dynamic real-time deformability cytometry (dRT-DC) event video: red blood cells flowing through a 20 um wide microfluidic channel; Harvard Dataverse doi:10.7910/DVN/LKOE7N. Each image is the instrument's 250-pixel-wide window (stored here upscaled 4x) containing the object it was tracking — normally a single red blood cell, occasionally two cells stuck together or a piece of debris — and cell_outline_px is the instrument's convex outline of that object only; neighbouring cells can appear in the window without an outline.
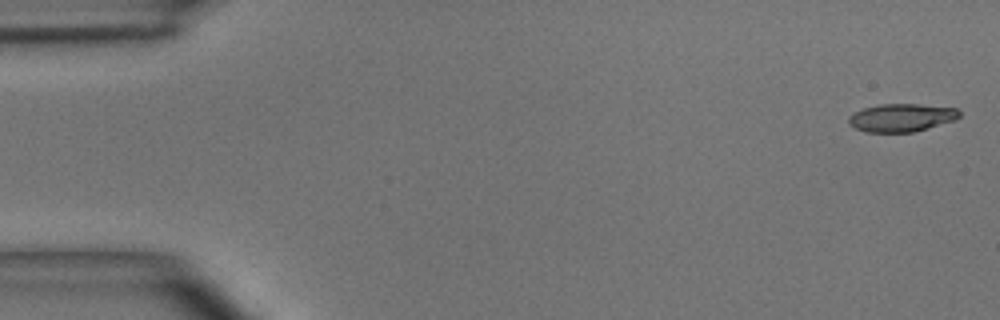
{"species": "common noctule bat (a hibernating species)", "species_latin": "Nyctalus noctula", "temperature_condition": "room temperature", "stored_images_in_passage": 49, "camera_frame_rate_fps": 3000, "um_per_image_px": 0.085, "animal": {"sex": "male", "body_mass_g": 15.6}, "frame": {"image": 1, "passage_image": 1, "time_ms": 0.0, "image_size_px": [1000, 320], "cell_outline_px": [[960, 116], [956, 120], [912, 132], [864, 132], [848, 124], [848, 116], [864, 108], [880, 104], [920, 104], [956, 108], [960, 112]], "centroid_in_image_um": [76.62, 10.0], "position_along_channel_um": 8.4, "area_um2": 18.03}}
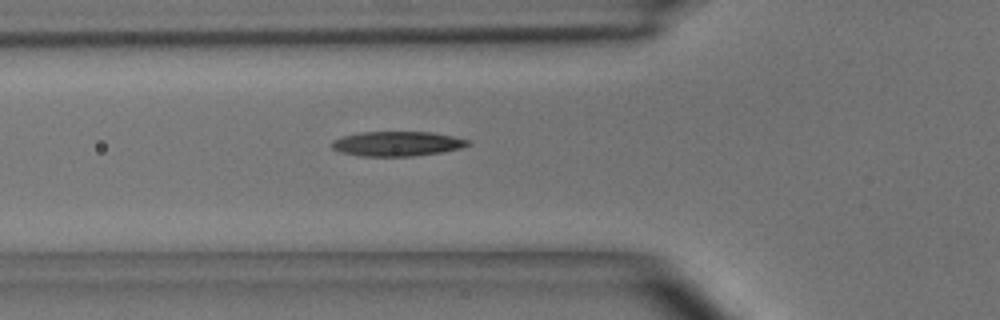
{"frame": {"image": 2, "passage_image": 17, "time_ms": 5.333, "image_size_px": [1000, 320], "cell_outline_px": [[472, 144], [460, 148], [440, 152], [412, 156], [360, 156], [340, 152], [332, 148], [332, 140], [340, 136], [360, 132], [432, 132], [452, 136], [468, 140]], "centroid_in_image_um": [33.71, 12.21], "position_along_channel_um": 92.1, "area_um2": 19.59}}
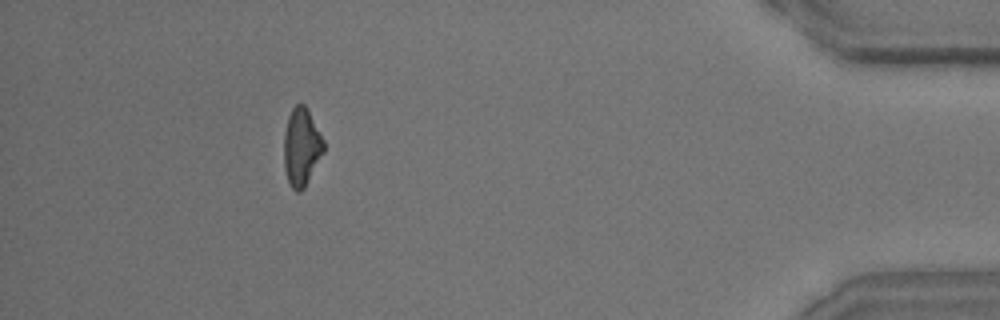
{"frame": {"image": 3, "passage_image": 45, "time_ms": 14.667, "image_size_px": [1000, 320], "cell_outline_px": [[324, 152], [304, 188], [300, 192], [296, 192], [292, 188], [288, 180], [284, 168], [284, 132], [288, 116], [292, 108], [296, 104], [304, 104], [324, 140]], "centroid_in_image_um": [25.62, 12.51], "position_along_channel_um": 409.6, "area_um2": 17.92}, "authors_computed_cell_mechanics": {"area_um2": 18.9006, "velocity_mm_per_s": 3.9932, "shape_relaxation_time_tau1_ms": 5.0849, "shape_relaxation_time_tau2_ms": 5.7811, "deformation_change_tau1": 0.1548, "deformation_change_tau2": 0.1808}}